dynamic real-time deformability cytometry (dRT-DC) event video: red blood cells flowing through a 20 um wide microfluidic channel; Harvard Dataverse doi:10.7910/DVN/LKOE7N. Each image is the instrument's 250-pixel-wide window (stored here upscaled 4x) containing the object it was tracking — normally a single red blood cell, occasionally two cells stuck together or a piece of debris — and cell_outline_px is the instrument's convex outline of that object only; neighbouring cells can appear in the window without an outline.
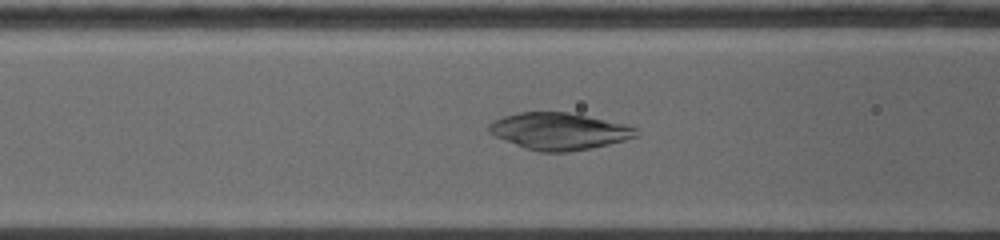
{"species": "common noctule bat (a hibernating species)", "species_latin": "Nyctalus noctula", "temperature_condition": "warm", "stored_images_in_passage": 11, "camera_frame_rate_fps": 5000, "um_per_image_px": 0.085, "animal": {"sex": "female", "body_mass_g": 19.0, "forearm_length_mm": 53.3}, "frame": {"image": 1, "passage_image": 4, "time_ms": 1.2, "image_size_px": [1000, 240], "cell_outline_px": [[640, 136], [608, 144], [568, 152], [540, 152], [524, 148], [492, 136], [488, 132], [488, 124], [492, 120], [504, 116], [520, 112], [568, 112], [624, 124], [636, 128]], "centroid_in_image_um": [47.46, 11.16], "position_along_channel_um": 119.1, "area_um2": 31.67}}
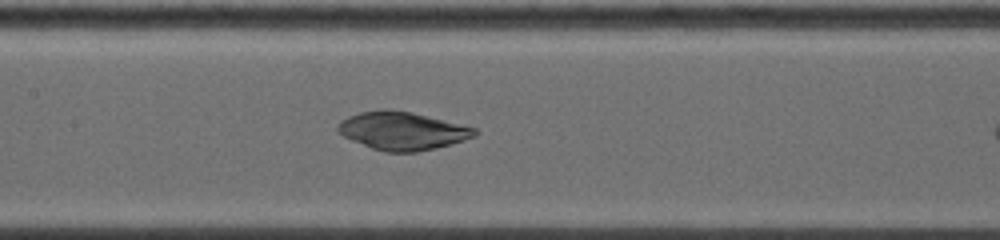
{"frame": {"image": 2, "passage_image": 7, "time_ms": 2.6, "image_size_px": [1000, 240], "cell_outline_px": [[480, 132], [476, 136], [464, 140], [436, 148], [416, 152], [384, 152], [372, 148], [352, 140], [344, 136], [336, 128], [336, 124], [340, 120], [348, 116], [360, 112], [380, 108], [388, 108], [412, 112], [476, 128]], "centroid_in_image_um": [34.18, 11.11], "position_along_channel_um": 173.2, "area_um2": 30.52}}
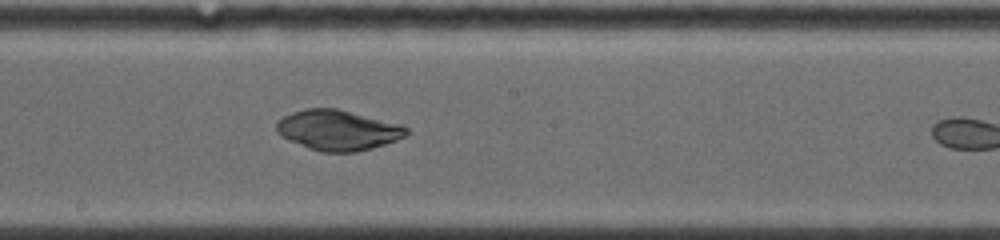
{"frame": {"image": 3, "passage_image": 10, "time_ms": 3.8, "image_size_px": [1000, 240], "cell_outline_px": [[408, 132], [404, 136], [396, 140], [372, 148], [356, 152], [324, 152], [308, 148], [288, 140], [280, 136], [276, 132], [276, 120], [292, 112], [304, 108], [336, 108], [404, 124], [408, 128]], "centroid_in_image_um": [28.7, 11.05], "position_along_channel_um": 219.5, "area_um2": 30.75}}